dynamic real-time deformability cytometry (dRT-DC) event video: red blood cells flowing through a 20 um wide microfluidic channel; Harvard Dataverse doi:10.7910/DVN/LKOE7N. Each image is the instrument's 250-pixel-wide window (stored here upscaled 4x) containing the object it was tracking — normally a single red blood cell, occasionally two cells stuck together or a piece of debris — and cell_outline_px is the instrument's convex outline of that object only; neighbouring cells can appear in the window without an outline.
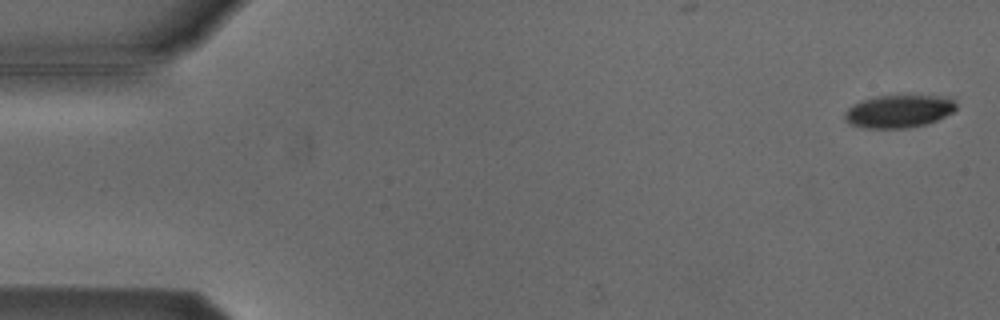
{"species": "Egyptian fruit bat (a non-hibernating species)", "species_latin": "Rousettus aegyptiacus", "temperature_condition": "cold", "stored_images_in_passage": 53, "camera_frame_rate_fps": 3000, "um_per_image_px": 0.085, "animal": {"sex": "male"}, "frame": {"image": 1, "passage_image": 1, "time_ms": 0.0, "image_size_px": [1000, 320], "cell_outline_px": [[956, 108], [952, 112], [928, 124], [908, 128], [864, 128], [848, 124], [844, 120], [844, 112], [852, 104], [860, 100], [876, 96], [948, 96], [956, 104]], "centroid_in_image_um": [76.34, 9.47], "position_along_channel_um": 8.7, "area_um2": 21.44}}
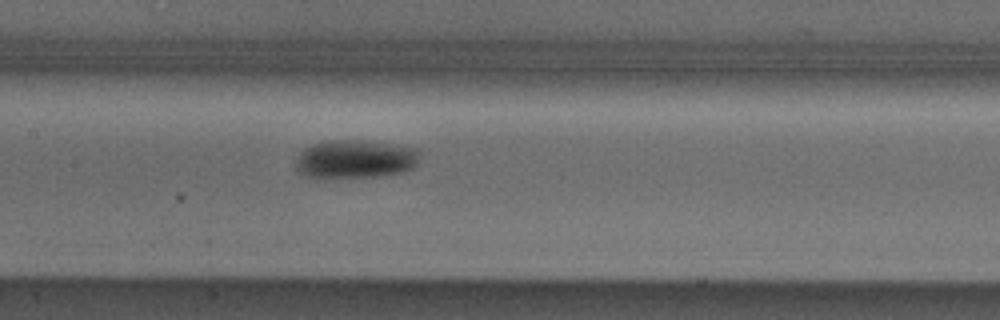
{"frame": {"image": 2, "passage_image": 25, "time_ms": 8.0, "image_size_px": [1000, 320], "cell_outline_px": [[420, 156], [416, 164], [412, 168], [404, 172], [376, 176], [324, 180], [316, 180], [304, 176], [296, 172], [296, 160], [300, 152], [304, 148], [312, 144], [332, 140], [360, 140], [416, 148]], "centroid_in_image_um": [30.1, 13.57], "position_along_channel_um": 177.3, "area_um2": 28.44}}
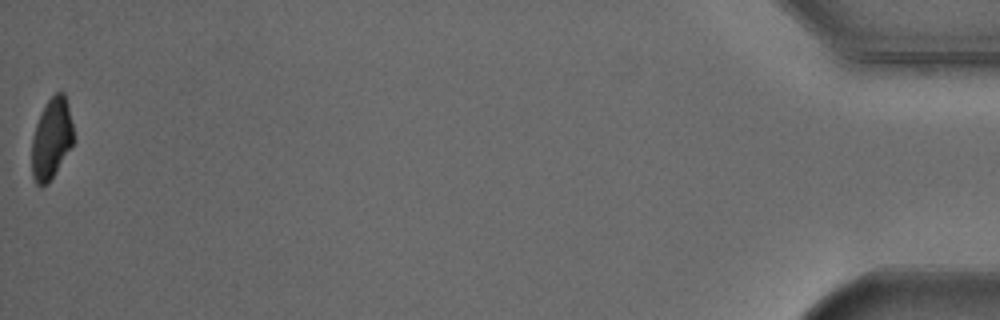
{"frame": {"image": 3, "passage_image": 53, "time_ms": 17.333, "image_size_px": [1000, 320], "cell_outline_px": [[72, 144], [48, 184], [40, 188], [36, 184], [32, 176], [32, 140], [36, 124], [40, 112], [48, 100], [56, 92], [64, 92], [68, 104], [72, 124]], "centroid_in_image_um": [4.35, 11.79], "position_along_channel_um": 430.9, "area_um2": 19.42}, "authors_computed_cell_mechanics": {"area_um2": 23.8136, "velocity_mm_per_s": 3.8263, "shape_relaxation_time_tau1_ms": 2.9264, "shape_relaxation_time_tau2_ms": null, "deformation_change_tau1": 0.1089, "deformation_change_tau2": null}}